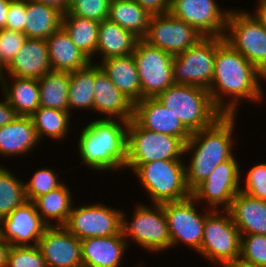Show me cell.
<instances>
[{
    "mask_svg": "<svg viewBox=\"0 0 266 267\" xmlns=\"http://www.w3.org/2000/svg\"><path fill=\"white\" fill-rule=\"evenodd\" d=\"M263 74L242 54L237 52L224 37H216L214 75L209 88L213 104L223 114H236L238 100L260 102L263 91L259 79ZM215 85V86H214ZM222 95L230 96L228 104Z\"/></svg>",
    "mask_w": 266,
    "mask_h": 267,
    "instance_id": "6da1fadb",
    "label": "cell"
},
{
    "mask_svg": "<svg viewBox=\"0 0 266 267\" xmlns=\"http://www.w3.org/2000/svg\"><path fill=\"white\" fill-rule=\"evenodd\" d=\"M235 114H223L212 125L193 132L185 144V154L192 151L185 165L186 183L191 192L201 184L218 164L234 157L232 132Z\"/></svg>",
    "mask_w": 266,
    "mask_h": 267,
    "instance_id": "7a4b0ae2",
    "label": "cell"
},
{
    "mask_svg": "<svg viewBox=\"0 0 266 267\" xmlns=\"http://www.w3.org/2000/svg\"><path fill=\"white\" fill-rule=\"evenodd\" d=\"M96 119L83 128L79 142L82 161L96 170H117L126 166L128 157V121Z\"/></svg>",
    "mask_w": 266,
    "mask_h": 267,
    "instance_id": "3957f363",
    "label": "cell"
},
{
    "mask_svg": "<svg viewBox=\"0 0 266 267\" xmlns=\"http://www.w3.org/2000/svg\"><path fill=\"white\" fill-rule=\"evenodd\" d=\"M156 99L191 133L209 127L223 115L213 104L209 91L198 86L173 84Z\"/></svg>",
    "mask_w": 266,
    "mask_h": 267,
    "instance_id": "277c9868",
    "label": "cell"
},
{
    "mask_svg": "<svg viewBox=\"0 0 266 267\" xmlns=\"http://www.w3.org/2000/svg\"><path fill=\"white\" fill-rule=\"evenodd\" d=\"M125 167L136 173L154 204L180 201L192 195L186 183L182 160H156Z\"/></svg>",
    "mask_w": 266,
    "mask_h": 267,
    "instance_id": "5b68a950",
    "label": "cell"
},
{
    "mask_svg": "<svg viewBox=\"0 0 266 267\" xmlns=\"http://www.w3.org/2000/svg\"><path fill=\"white\" fill-rule=\"evenodd\" d=\"M240 11V12H239ZM253 16V17H252ZM224 39L263 75L266 74V25L255 14L229 10Z\"/></svg>",
    "mask_w": 266,
    "mask_h": 267,
    "instance_id": "8992f818",
    "label": "cell"
},
{
    "mask_svg": "<svg viewBox=\"0 0 266 267\" xmlns=\"http://www.w3.org/2000/svg\"><path fill=\"white\" fill-rule=\"evenodd\" d=\"M203 239L198 253L211 262H219L220 267L239 260L241 234L228 210L208 209Z\"/></svg>",
    "mask_w": 266,
    "mask_h": 267,
    "instance_id": "52a82bcc",
    "label": "cell"
},
{
    "mask_svg": "<svg viewBox=\"0 0 266 267\" xmlns=\"http://www.w3.org/2000/svg\"><path fill=\"white\" fill-rule=\"evenodd\" d=\"M127 130L126 165H141L156 160H182L186 143L181 138L146 130L134 119L128 121Z\"/></svg>",
    "mask_w": 266,
    "mask_h": 267,
    "instance_id": "ba28073f",
    "label": "cell"
},
{
    "mask_svg": "<svg viewBox=\"0 0 266 267\" xmlns=\"http://www.w3.org/2000/svg\"><path fill=\"white\" fill-rule=\"evenodd\" d=\"M141 85V100L156 98L174 84L173 55L139 39L132 53Z\"/></svg>",
    "mask_w": 266,
    "mask_h": 267,
    "instance_id": "9c48e42d",
    "label": "cell"
},
{
    "mask_svg": "<svg viewBox=\"0 0 266 267\" xmlns=\"http://www.w3.org/2000/svg\"><path fill=\"white\" fill-rule=\"evenodd\" d=\"M216 37H204L173 57L174 84L193 85L209 90L214 75Z\"/></svg>",
    "mask_w": 266,
    "mask_h": 267,
    "instance_id": "30bf717a",
    "label": "cell"
},
{
    "mask_svg": "<svg viewBox=\"0 0 266 267\" xmlns=\"http://www.w3.org/2000/svg\"><path fill=\"white\" fill-rule=\"evenodd\" d=\"M154 208L138 205L130 224L122 213V233L148 251H164L171 247L168 222L163 204H154Z\"/></svg>",
    "mask_w": 266,
    "mask_h": 267,
    "instance_id": "8fae6325",
    "label": "cell"
},
{
    "mask_svg": "<svg viewBox=\"0 0 266 267\" xmlns=\"http://www.w3.org/2000/svg\"><path fill=\"white\" fill-rule=\"evenodd\" d=\"M204 37L196 28L168 12L151 15L143 40L175 56L191 48Z\"/></svg>",
    "mask_w": 266,
    "mask_h": 267,
    "instance_id": "7c38bea8",
    "label": "cell"
},
{
    "mask_svg": "<svg viewBox=\"0 0 266 267\" xmlns=\"http://www.w3.org/2000/svg\"><path fill=\"white\" fill-rule=\"evenodd\" d=\"M122 213L98 203L72 207L63 226L80 240L113 236L122 232Z\"/></svg>",
    "mask_w": 266,
    "mask_h": 267,
    "instance_id": "4fadbf2b",
    "label": "cell"
},
{
    "mask_svg": "<svg viewBox=\"0 0 266 267\" xmlns=\"http://www.w3.org/2000/svg\"><path fill=\"white\" fill-rule=\"evenodd\" d=\"M196 199L191 195L186 199L163 204L168 222L171 248L178 242H184L196 251L200 250L203 239L205 219L209 211L199 214L194 203Z\"/></svg>",
    "mask_w": 266,
    "mask_h": 267,
    "instance_id": "5bb4252c",
    "label": "cell"
},
{
    "mask_svg": "<svg viewBox=\"0 0 266 267\" xmlns=\"http://www.w3.org/2000/svg\"><path fill=\"white\" fill-rule=\"evenodd\" d=\"M235 157L221 162L214 171L193 191L192 196L198 202L207 201L209 207L214 210L220 205L227 210L233 198L240 191V170ZM219 205V206H218Z\"/></svg>",
    "mask_w": 266,
    "mask_h": 267,
    "instance_id": "9a60e30c",
    "label": "cell"
},
{
    "mask_svg": "<svg viewBox=\"0 0 266 267\" xmlns=\"http://www.w3.org/2000/svg\"><path fill=\"white\" fill-rule=\"evenodd\" d=\"M221 11L214 0H171L169 12L205 37H224L229 10Z\"/></svg>",
    "mask_w": 266,
    "mask_h": 267,
    "instance_id": "2e32d148",
    "label": "cell"
},
{
    "mask_svg": "<svg viewBox=\"0 0 266 267\" xmlns=\"http://www.w3.org/2000/svg\"><path fill=\"white\" fill-rule=\"evenodd\" d=\"M47 227L34 203L26 200L0 220V237L12 246H37Z\"/></svg>",
    "mask_w": 266,
    "mask_h": 267,
    "instance_id": "e0dca14e",
    "label": "cell"
},
{
    "mask_svg": "<svg viewBox=\"0 0 266 267\" xmlns=\"http://www.w3.org/2000/svg\"><path fill=\"white\" fill-rule=\"evenodd\" d=\"M37 246L47 267H83L81 240L64 226H48Z\"/></svg>",
    "mask_w": 266,
    "mask_h": 267,
    "instance_id": "ac0fdd59",
    "label": "cell"
},
{
    "mask_svg": "<svg viewBox=\"0 0 266 267\" xmlns=\"http://www.w3.org/2000/svg\"><path fill=\"white\" fill-rule=\"evenodd\" d=\"M133 119L144 129L181 138L185 143L191 132L179 118L156 98H143L134 104Z\"/></svg>",
    "mask_w": 266,
    "mask_h": 267,
    "instance_id": "d6986e66",
    "label": "cell"
},
{
    "mask_svg": "<svg viewBox=\"0 0 266 267\" xmlns=\"http://www.w3.org/2000/svg\"><path fill=\"white\" fill-rule=\"evenodd\" d=\"M94 111L118 121L133 119L134 104L103 73L99 64L95 65ZM109 116V117H108Z\"/></svg>",
    "mask_w": 266,
    "mask_h": 267,
    "instance_id": "ffe728a7",
    "label": "cell"
},
{
    "mask_svg": "<svg viewBox=\"0 0 266 267\" xmlns=\"http://www.w3.org/2000/svg\"><path fill=\"white\" fill-rule=\"evenodd\" d=\"M9 76L40 79L52 71L45 39L27 38L6 66Z\"/></svg>",
    "mask_w": 266,
    "mask_h": 267,
    "instance_id": "44dd1931",
    "label": "cell"
},
{
    "mask_svg": "<svg viewBox=\"0 0 266 267\" xmlns=\"http://www.w3.org/2000/svg\"><path fill=\"white\" fill-rule=\"evenodd\" d=\"M125 238L121 232L113 236L81 240L83 267H119L128 245Z\"/></svg>",
    "mask_w": 266,
    "mask_h": 267,
    "instance_id": "7402d4cb",
    "label": "cell"
},
{
    "mask_svg": "<svg viewBox=\"0 0 266 267\" xmlns=\"http://www.w3.org/2000/svg\"><path fill=\"white\" fill-rule=\"evenodd\" d=\"M241 235H266V201L239 191L227 209Z\"/></svg>",
    "mask_w": 266,
    "mask_h": 267,
    "instance_id": "603a6c76",
    "label": "cell"
},
{
    "mask_svg": "<svg viewBox=\"0 0 266 267\" xmlns=\"http://www.w3.org/2000/svg\"><path fill=\"white\" fill-rule=\"evenodd\" d=\"M49 63L52 71L71 72L86 67L92 60L71 41L66 31L60 27L47 39Z\"/></svg>",
    "mask_w": 266,
    "mask_h": 267,
    "instance_id": "cb8c5ba5",
    "label": "cell"
},
{
    "mask_svg": "<svg viewBox=\"0 0 266 267\" xmlns=\"http://www.w3.org/2000/svg\"><path fill=\"white\" fill-rule=\"evenodd\" d=\"M99 66L133 104L141 101V85L133 54L104 59Z\"/></svg>",
    "mask_w": 266,
    "mask_h": 267,
    "instance_id": "d4e9b609",
    "label": "cell"
},
{
    "mask_svg": "<svg viewBox=\"0 0 266 267\" xmlns=\"http://www.w3.org/2000/svg\"><path fill=\"white\" fill-rule=\"evenodd\" d=\"M40 142L30 116H17L0 127V154L13 156L26 154Z\"/></svg>",
    "mask_w": 266,
    "mask_h": 267,
    "instance_id": "484cf974",
    "label": "cell"
},
{
    "mask_svg": "<svg viewBox=\"0 0 266 267\" xmlns=\"http://www.w3.org/2000/svg\"><path fill=\"white\" fill-rule=\"evenodd\" d=\"M3 75L0 83L8 104L18 116H31L40 107L38 79L10 76L14 81L9 87Z\"/></svg>",
    "mask_w": 266,
    "mask_h": 267,
    "instance_id": "4316f807",
    "label": "cell"
},
{
    "mask_svg": "<svg viewBox=\"0 0 266 267\" xmlns=\"http://www.w3.org/2000/svg\"><path fill=\"white\" fill-rule=\"evenodd\" d=\"M139 38L109 19L99 23L96 52L104 59L127 56L134 52Z\"/></svg>",
    "mask_w": 266,
    "mask_h": 267,
    "instance_id": "83f0119b",
    "label": "cell"
},
{
    "mask_svg": "<svg viewBox=\"0 0 266 267\" xmlns=\"http://www.w3.org/2000/svg\"><path fill=\"white\" fill-rule=\"evenodd\" d=\"M62 13L34 0H26L24 34L27 38L47 39L61 27Z\"/></svg>",
    "mask_w": 266,
    "mask_h": 267,
    "instance_id": "f1b7e54d",
    "label": "cell"
},
{
    "mask_svg": "<svg viewBox=\"0 0 266 267\" xmlns=\"http://www.w3.org/2000/svg\"><path fill=\"white\" fill-rule=\"evenodd\" d=\"M151 15L135 0H111L108 19L143 39Z\"/></svg>",
    "mask_w": 266,
    "mask_h": 267,
    "instance_id": "f546056e",
    "label": "cell"
},
{
    "mask_svg": "<svg viewBox=\"0 0 266 267\" xmlns=\"http://www.w3.org/2000/svg\"><path fill=\"white\" fill-rule=\"evenodd\" d=\"M72 197L70 190H68L65 184H62L47 194L35 198L32 202L42 220L48 226H55V224L56 226H63L73 207ZM49 219H53L57 223L53 224L49 222Z\"/></svg>",
    "mask_w": 266,
    "mask_h": 267,
    "instance_id": "4dcf8cb0",
    "label": "cell"
},
{
    "mask_svg": "<svg viewBox=\"0 0 266 267\" xmlns=\"http://www.w3.org/2000/svg\"><path fill=\"white\" fill-rule=\"evenodd\" d=\"M99 23L96 20L73 16L67 12L62 15L61 27L75 46L91 59L97 49Z\"/></svg>",
    "mask_w": 266,
    "mask_h": 267,
    "instance_id": "1f68e13d",
    "label": "cell"
},
{
    "mask_svg": "<svg viewBox=\"0 0 266 267\" xmlns=\"http://www.w3.org/2000/svg\"><path fill=\"white\" fill-rule=\"evenodd\" d=\"M68 111L73 108L94 111L95 65L90 62L86 67L69 72Z\"/></svg>",
    "mask_w": 266,
    "mask_h": 267,
    "instance_id": "d6a6232c",
    "label": "cell"
},
{
    "mask_svg": "<svg viewBox=\"0 0 266 267\" xmlns=\"http://www.w3.org/2000/svg\"><path fill=\"white\" fill-rule=\"evenodd\" d=\"M69 72L50 71L38 79L40 107L68 111Z\"/></svg>",
    "mask_w": 266,
    "mask_h": 267,
    "instance_id": "836d02e7",
    "label": "cell"
},
{
    "mask_svg": "<svg viewBox=\"0 0 266 267\" xmlns=\"http://www.w3.org/2000/svg\"><path fill=\"white\" fill-rule=\"evenodd\" d=\"M30 117L39 141L43 139L44 135L50 136L54 140H60L69 131V111L39 107Z\"/></svg>",
    "mask_w": 266,
    "mask_h": 267,
    "instance_id": "e575fe53",
    "label": "cell"
},
{
    "mask_svg": "<svg viewBox=\"0 0 266 267\" xmlns=\"http://www.w3.org/2000/svg\"><path fill=\"white\" fill-rule=\"evenodd\" d=\"M15 177L7 169L0 167V220L27 200L24 182Z\"/></svg>",
    "mask_w": 266,
    "mask_h": 267,
    "instance_id": "d590c367",
    "label": "cell"
},
{
    "mask_svg": "<svg viewBox=\"0 0 266 267\" xmlns=\"http://www.w3.org/2000/svg\"><path fill=\"white\" fill-rule=\"evenodd\" d=\"M245 236L241 235L239 260L250 265L266 267V235Z\"/></svg>",
    "mask_w": 266,
    "mask_h": 267,
    "instance_id": "8d00e7d4",
    "label": "cell"
},
{
    "mask_svg": "<svg viewBox=\"0 0 266 267\" xmlns=\"http://www.w3.org/2000/svg\"><path fill=\"white\" fill-rule=\"evenodd\" d=\"M33 174L31 180L24 183L25 196L28 201H33L35 198L45 195L63 184L58 181L56 172L49 168H41Z\"/></svg>",
    "mask_w": 266,
    "mask_h": 267,
    "instance_id": "74e56055",
    "label": "cell"
},
{
    "mask_svg": "<svg viewBox=\"0 0 266 267\" xmlns=\"http://www.w3.org/2000/svg\"><path fill=\"white\" fill-rule=\"evenodd\" d=\"M6 267H47L38 246H12Z\"/></svg>",
    "mask_w": 266,
    "mask_h": 267,
    "instance_id": "f35d334b",
    "label": "cell"
},
{
    "mask_svg": "<svg viewBox=\"0 0 266 267\" xmlns=\"http://www.w3.org/2000/svg\"><path fill=\"white\" fill-rule=\"evenodd\" d=\"M111 0H74L69 13L98 22L108 19Z\"/></svg>",
    "mask_w": 266,
    "mask_h": 267,
    "instance_id": "ab89813d",
    "label": "cell"
},
{
    "mask_svg": "<svg viewBox=\"0 0 266 267\" xmlns=\"http://www.w3.org/2000/svg\"><path fill=\"white\" fill-rule=\"evenodd\" d=\"M26 35L23 32L11 29L0 30V50L2 54V76L3 70L14 58L15 54L22 48Z\"/></svg>",
    "mask_w": 266,
    "mask_h": 267,
    "instance_id": "60d3db41",
    "label": "cell"
},
{
    "mask_svg": "<svg viewBox=\"0 0 266 267\" xmlns=\"http://www.w3.org/2000/svg\"><path fill=\"white\" fill-rule=\"evenodd\" d=\"M246 176L245 188L240 191L250 197L266 201V163L255 165Z\"/></svg>",
    "mask_w": 266,
    "mask_h": 267,
    "instance_id": "b9f144b4",
    "label": "cell"
},
{
    "mask_svg": "<svg viewBox=\"0 0 266 267\" xmlns=\"http://www.w3.org/2000/svg\"><path fill=\"white\" fill-rule=\"evenodd\" d=\"M25 14L26 0H10L5 28L24 33Z\"/></svg>",
    "mask_w": 266,
    "mask_h": 267,
    "instance_id": "7bdbcfd3",
    "label": "cell"
},
{
    "mask_svg": "<svg viewBox=\"0 0 266 267\" xmlns=\"http://www.w3.org/2000/svg\"><path fill=\"white\" fill-rule=\"evenodd\" d=\"M150 15L166 14L170 11L171 0H135Z\"/></svg>",
    "mask_w": 266,
    "mask_h": 267,
    "instance_id": "ee69618b",
    "label": "cell"
},
{
    "mask_svg": "<svg viewBox=\"0 0 266 267\" xmlns=\"http://www.w3.org/2000/svg\"><path fill=\"white\" fill-rule=\"evenodd\" d=\"M2 102L0 101V127L5 126L17 118V114L14 109L8 104L6 97Z\"/></svg>",
    "mask_w": 266,
    "mask_h": 267,
    "instance_id": "f6af8a7d",
    "label": "cell"
},
{
    "mask_svg": "<svg viewBox=\"0 0 266 267\" xmlns=\"http://www.w3.org/2000/svg\"><path fill=\"white\" fill-rule=\"evenodd\" d=\"M39 3H43L44 5H48L56 8L62 14H65L69 11L70 3L69 0H34Z\"/></svg>",
    "mask_w": 266,
    "mask_h": 267,
    "instance_id": "bcb514c9",
    "label": "cell"
},
{
    "mask_svg": "<svg viewBox=\"0 0 266 267\" xmlns=\"http://www.w3.org/2000/svg\"><path fill=\"white\" fill-rule=\"evenodd\" d=\"M12 245L0 237V267H6L8 254Z\"/></svg>",
    "mask_w": 266,
    "mask_h": 267,
    "instance_id": "7dc6e473",
    "label": "cell"
},
{
    "mask_svg": "<svg viewBox=\"0 0 266 267\" xmlns=\"http://www.w3.org/2000/svg\"><path fill=\"white\" fill-rule=\"evenodd\" d=\"M9 1L0 0V30L5 28L7 14L9 12Z\"/></svg>",
    "mask_w": 266,
    "mask_h": 267,
    "instance_id": "c3c4849f",
    "label": "cell"
},
{
    "mask_svg": "<svg viewBox=\"0 0 266 267\" xmlns=\"http://www.w3.org/2000/svg\"><path fill=\"white\" fill-rule=\"evenodd\" d=\"M257 6L256 14L266 25V0H260Z\"/></svg>",
    "mask_w": 266,
    "mask_h": 267,
    "instance_id": "681fc988",
    "label": "cell"
},
{
    "mask_svg": "<svg viewBox=\"0 0 266 267\" xmlns=\"http://www.w3.org/2000/svg\"><path fill=\"white\" fill-rule=\"evenodd\" d=\"M223 267H258V266L250 265V264L244 263V262H242L240 260H237L235 262L226 264Z\"/></svg>",
    "mask_w": 266,
    "mask_h": 267,
    "instance_id": "f907efd6",
    "label": "cell"
},
{
    "mask_svg": "<svg viewBox=\"0 0 266 267\" xmlns=\"http://www.w3.org/2000/svg\"><path fill=\"white\" fill-rule=\"evenodd\" d=\"M1 76H2V54H1V50H0V77Z\"/></svg>",
    "mask_w": 266,
    "mask_h": 267,
    "instance_id": "816d5d0a",
    "label": "cell"
}]
</instances>
